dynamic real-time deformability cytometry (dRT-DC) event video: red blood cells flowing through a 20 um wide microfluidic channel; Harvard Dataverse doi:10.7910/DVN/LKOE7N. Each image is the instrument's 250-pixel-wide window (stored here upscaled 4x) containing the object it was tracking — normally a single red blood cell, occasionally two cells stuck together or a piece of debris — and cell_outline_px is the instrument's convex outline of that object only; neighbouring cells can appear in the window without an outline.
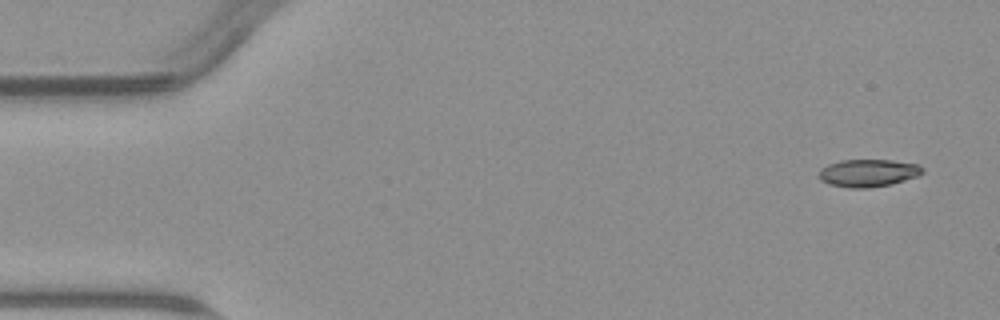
{"species": "common noctule bat (a hibernating species)", "species_latin": "Nyctalus noctula", "temperature_condition": "warm", "stored_images_in_passage": 5, "camera_frame_rate_fps": 3000, "um_per_image_px": 0.085, "animal": {"sex": "male", "body_mass_g": 23.1, "forearm_length_mm": 52.7}, "frame": {"image": 1, "passage_image": 1, "time_ms": 0.0, "image_size_px": [1000, 320], "cell_outline_px": [[924, 172], [916, 176], [892, 184], [868, 188], [848, 188], [828, 184], [820, 180], [816, 176], [820, 168], [828, 164], [840, 160], [892, 160], [920, 164], [924, 168]], "centroid_in_image_um": [73.76, 14.7], "position_along_channel_um": 11.2, "area_um2": 16.94}}
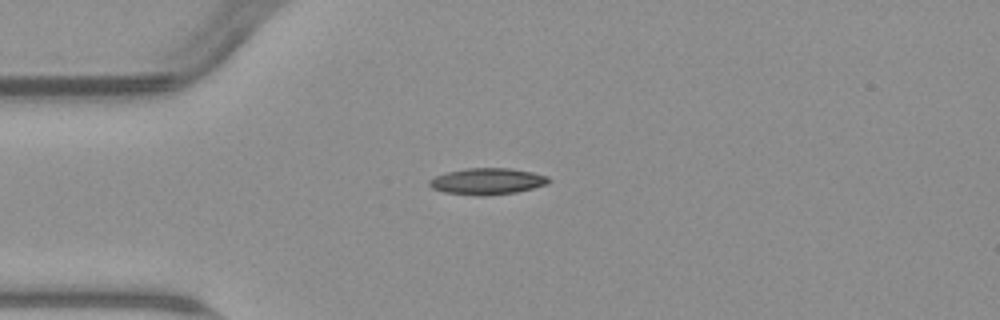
{"frame": {"image": 2, "passage_image": 4, "time_ms": 3.667, "image_size_px": [1000, 320], "cell_outline_px": [[552, 180], [548, 184], [516, 192], [480, 196], [476, 196], [444, 192], [432, 188], [428, 184], [428, 180], [436, 176], [448, 172], [468, 168], [512, 168], [532, 172], [548, 176]], "centroid_in_image_um": [41.43, 15.41], "position_along_channel_um": 43.6, "area_um2": 18.38}}